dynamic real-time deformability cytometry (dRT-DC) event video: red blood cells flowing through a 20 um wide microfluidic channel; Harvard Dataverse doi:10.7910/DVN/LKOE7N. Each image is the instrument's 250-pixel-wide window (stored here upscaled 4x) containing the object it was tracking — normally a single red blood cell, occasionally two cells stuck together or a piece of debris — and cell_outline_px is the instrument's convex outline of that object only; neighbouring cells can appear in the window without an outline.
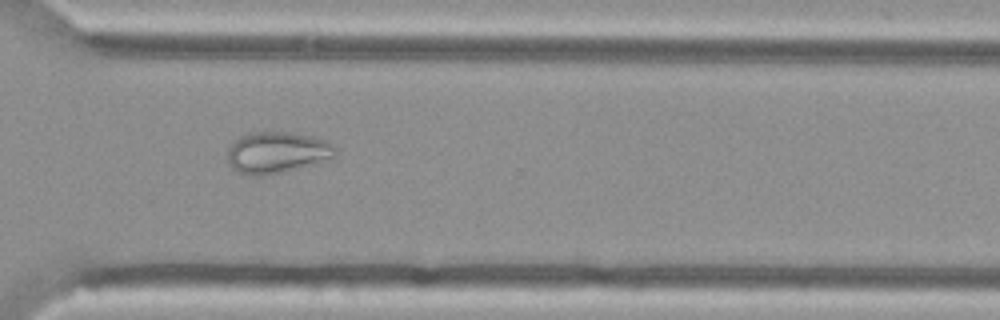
{"species": "Egyptian fruit bat (a non-hibernating species)", "species_latin": "Rousettus aegyptiacus", "temperature_condition": "cold", "stored_images_in_passage": 54, "camera_frame_rate_fps": 3000, "um_per_image_px": 0.085, "animal": {"sex": "female"}, "frame": {"image": 1, "passage_image": 39, "time_ms": 12.667, "image_size_px": [1000, 320], "cell_outline_px": [[336, 156], [332, 160], [264, 176], [248, 176], [236, 172], [228, 164], [228, 148], [240, 136], [252, 132], [292, 132], [312, 136], [328, 140], [336, 148]], "centroid_in_image_um": [23.58, 12.97], "position_along_channel_um": 347.0, "area_um2": 26.53}}
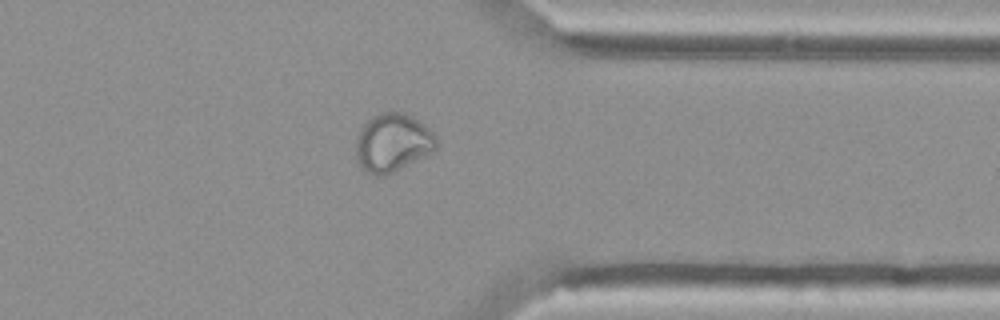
{"frame": {"image": 2, "passage_image": 42, "time_ms": 13.667, "image_size_px": [1000, 320], "cell_outline_px": [[436, 148], [432, 152], [384, 176], [376, 176], [364, 172], [360, 168], [356, 160], [356, 136], [360, 128], [372, 116], [380, 112], [400, 112], [412, 116], [424, 124], [436, 136]], "centroid_in_image_um": [33.32, 12.13], "position_along_channel_um": 378.1, "area_um2": 27.4}}
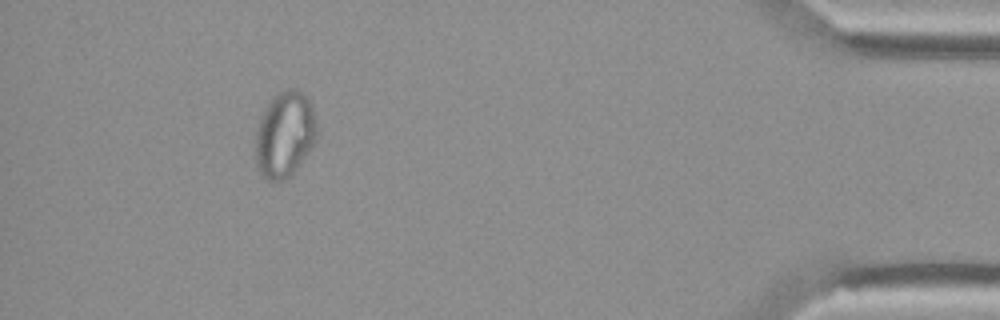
{"frame": {"image": 3, "passage_image": 49, "time_ms": 16.0, "image_size_px": [1000, 320], "cell_outline_px": [[316, 140], [292, 176], [280, 180], [268, 180], [260, 172], [256, 164], [256, 128], [268, 104], [280, 92], [288, 88], [296, 88], [304, 92], [308, 96], [312, 104], [316, 120]], "centroid_in_image_um": [24.23, 11.42], "position_along_channel_um": 411.0, "area_um2": 30.58}, "authors_computed_cell_mechanics": {"area_um2": 29.1601, "velocity_mm_per_s": 3.6716, "shape_relaxation_time_tau1_ms": null, "shape_relaxation_time_tau2_ms": 1.1694, "deformation_change_tau1": null, "deformation_change_tau2": 0.0556}}